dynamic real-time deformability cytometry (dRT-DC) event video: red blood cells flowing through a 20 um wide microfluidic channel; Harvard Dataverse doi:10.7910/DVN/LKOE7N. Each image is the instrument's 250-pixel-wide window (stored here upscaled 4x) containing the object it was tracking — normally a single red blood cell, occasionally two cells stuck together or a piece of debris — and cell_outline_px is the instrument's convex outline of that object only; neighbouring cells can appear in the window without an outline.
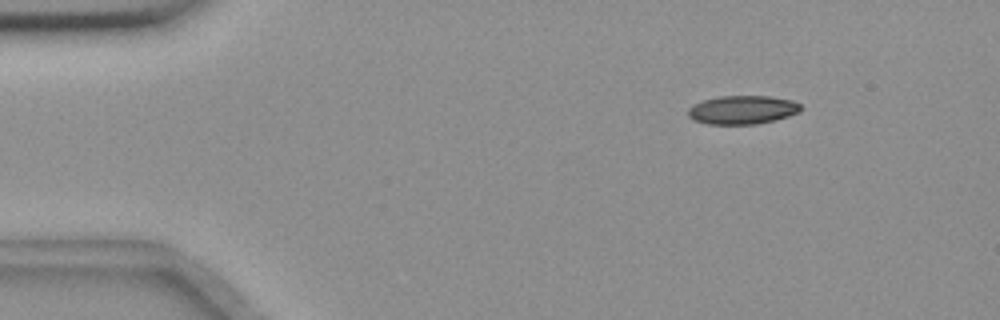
{"species": "common noctule bat (a hibernating species)", "species_latin": "Nyctalus noctula", "temperature_condition": "room temperature", "stored_images_in_passage": 49, "camera_frame_rate_fps": 3000, "um_per_image_px": 0.085, "animal": {"sex": "female", "body_mass_g": 18.4}, "frame": {"image": 1, "passage_image": 1, "time_ms": 0.0, "image_size_px": [1000, 320], "cell_outline_px": [[804, 108], [800, 112], [776, 120], [756, 124], [708, 124], [692, 120], [688, 116], [688, 108], [704, 100], [720, 96], [768, 96], [792, 100], [800, 104]], "centroid_in_image_um": [63.14, 9.34], "position_along_channel_um": 21.9, "area_um2": 18.84}}
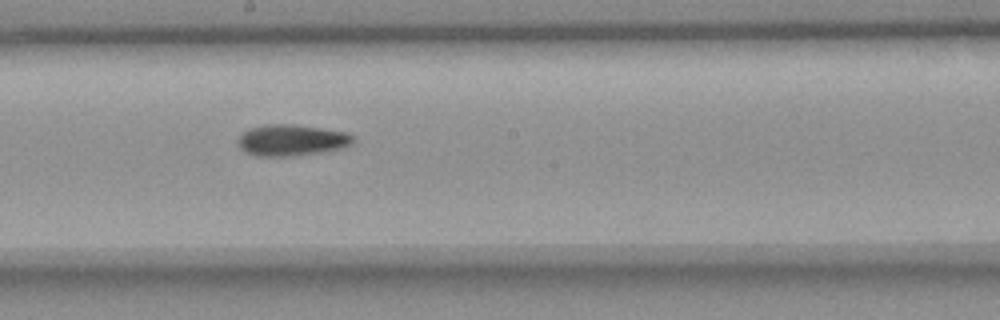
{"frame": {"image": 2, "passage_image": 24, "time_ms": 7.667, "image_size_px": [1000, 320], "cell_outline_px": [[356, 140], [352, 144], [344, 148], [328, 152], [296, 156], [256, 156], [240, 148], [236, 140], [240, 132], [248, 128], [264, 124], [292, 124], [348, 132]], "centroid_in_image_um": [24.79, 11.92], "position_along_channel_um": 223.4, "area_um2": 21.56}}
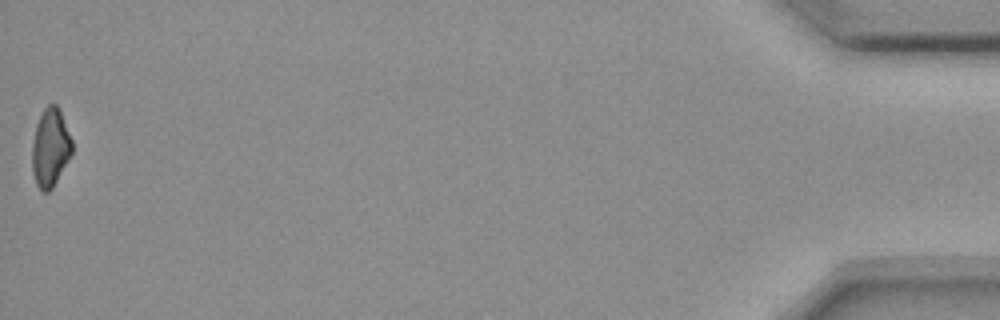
{"frame": {"image": 3, "passage_image": 49, "time_ms": 16.0, "image_size_px": [1000, 320], "cell_outline_px": [[72, 152], [52, 188], [48, 192], [44, 192], [36, 184], [32, 172], [32, 144], [36, 124], [44, 108], [48, 104], [56, 104], [60, 108], [72, 140]], "centroid_in_image_um": [4.27, 12.52], "position_along_channel_um": 430.9, "area_um2": 18.15}, "authors_computed_cell_mechanics": {"area_um2": 19.8254, "velocity_mm_per_s": 3.669, "shape_relaxation_time_tau1_ms": 6.5733, "shape_relaxation_time_tau2_ms": null, "deformation_change_tau1": 0.1549, "deformation_change_tau2": null}}